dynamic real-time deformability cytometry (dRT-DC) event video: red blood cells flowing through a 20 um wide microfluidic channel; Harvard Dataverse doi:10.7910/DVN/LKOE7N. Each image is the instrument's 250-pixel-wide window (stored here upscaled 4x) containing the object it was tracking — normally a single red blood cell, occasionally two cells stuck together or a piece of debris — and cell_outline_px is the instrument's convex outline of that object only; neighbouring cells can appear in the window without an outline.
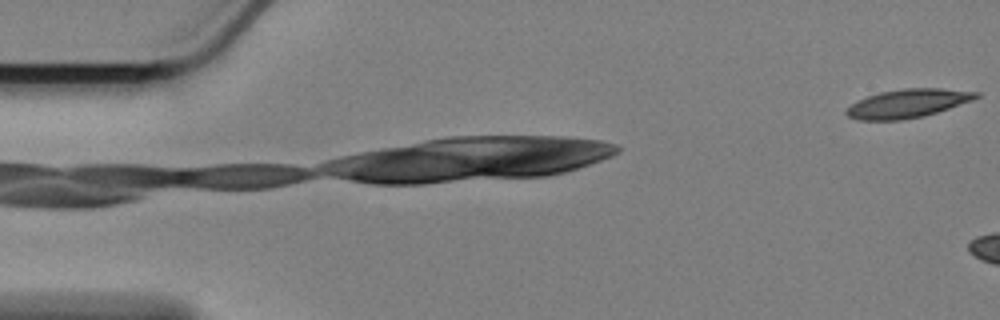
{"species": "Egyptian fruit bat (a non-hibernating species)", "species_latin": "Rousettus aegyptiacus", "temperature_condition": "cold", "stored_images_in_passage": 4, "camera_frame_rate_fps": 3000, "um_per_image_px": 0.085, "animal": {"sex": "female"}, "frame": {"image": 1, "passage_image": 1, "time_ms": 0.0, "image_size_px": [1000, 320], "cell_outline_px": [[980, 96], [972, 100], [924, 116], [900, 120], [860, 120], [848, 116], [844, 112], [856, 100], [880, 92], [904, 88], [940, 88], [980, 92]], "centroid_in_image_um": [77.14, 8.78], "position_along_channel_um": 7.9, "area_um2": 21.44}}